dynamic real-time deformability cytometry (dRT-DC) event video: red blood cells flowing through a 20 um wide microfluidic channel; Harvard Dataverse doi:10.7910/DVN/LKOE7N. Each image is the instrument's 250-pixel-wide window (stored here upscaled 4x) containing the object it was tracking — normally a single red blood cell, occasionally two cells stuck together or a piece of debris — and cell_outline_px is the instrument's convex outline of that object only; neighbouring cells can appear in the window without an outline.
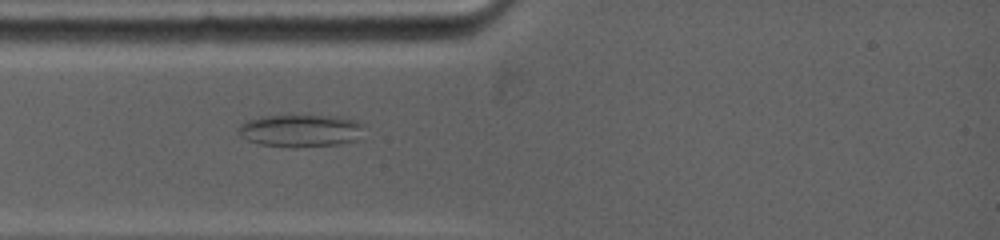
{"species": "common noctule bat (a hibernating species)", "species_latin": "Nyctalus noctula", "temperature_condition": "warm", "stored_images_in_passage": 36, "camera_frame_rate_fps": 5000, "um_per_image_px": 0.085, "animal": {"sex": "female", "body_mass_g": 19.0, "forearm_length_mm": 53.3}, "frame": {"image": 1, "passage_image": 5, "time_ms": 2.2, "image_size_px": [1000, 240], "cell_outline_px": [[364, 124], [356, 140], [340, 144], [292, 148], [260, 144], [248, 140], [236, 128], [240, 124], [248, 120], [260, 116], [288, 112], [340, 116], [356, 120]], "centroid_in_image_um": [25.54, 11.04], "position_along_channel_um": 59.5, "area_um2": 24.85}}
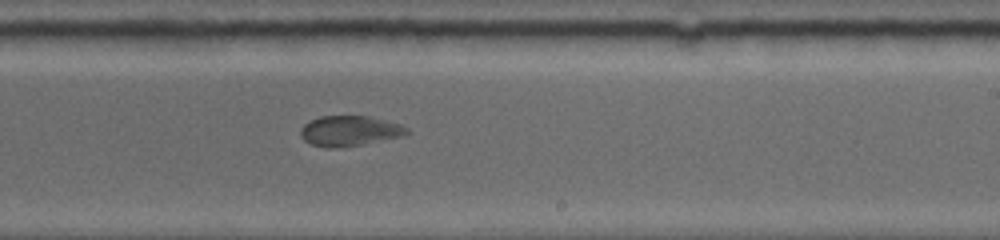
{"frame": {"image": 2, "passage_image": 19, "time_ms": 7.4, "image_size_px": [1000, 240], "cell_outline_px": [[408, 132], [404, 136], [360, 144], [336, 148], [324, 148], [312, 144], [304, 140], [300, 136], [300, 128], [308, 120], [320, 116], [368, 116], [396, 124], [408, 128]], "centroid_in_image_um": [29.63, 11.13], "position_along_channel_um": 259.4, "area_um2": 18.55}}
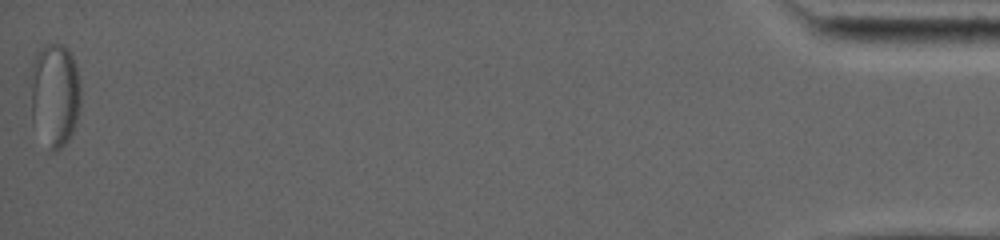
{"frame": {"image": 3, "passage_image": 36, "time_ms": 16.0, "image_size_px": [1000, 240], "cell_outline_px": [[80, 108], [72, 132], [68, 140], [60, 148], [52, 152], [32, 120], [32, 64], [36, 56], [44, 44], [60, 44], [68, 48], [76, 64], [80, 80]], "centroid_in_image_um": [4.69, 8.02], "position_along_channel_um": 430.5, "area_um2": 29.82}, "authors_computed_cell_mechanics": {"area_um2": 21.2993, "velocity_mm_per_s": 3.8374, "shape_relaxation_time_tau1_ms": null, "shape_relaxation_time_tau2_ms": 1.9916, "deformation_change_tau1": null, "deformation_change_tau2": 0.055}}